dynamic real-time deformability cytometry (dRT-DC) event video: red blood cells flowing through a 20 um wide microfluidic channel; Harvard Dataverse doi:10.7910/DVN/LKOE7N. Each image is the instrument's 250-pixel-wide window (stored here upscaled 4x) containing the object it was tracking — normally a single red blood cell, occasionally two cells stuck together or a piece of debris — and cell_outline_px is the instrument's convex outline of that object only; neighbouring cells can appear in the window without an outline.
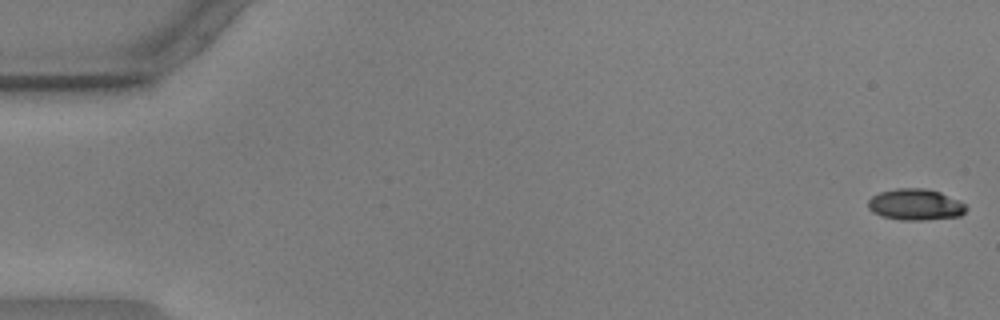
{"species": "common noctule bat (a hibernating species)", "species_latin": "Nyctalus noctula", "temperature_condition": "warm", "stored_images_in_passage": 56, "camera_frame_rate_fps": 3000, "um_per_image_px": 0.085, "animal": {"sex": "male", "body_mass_g": 17.9, "forearm_length_mm": 54.2}, "frame": {"image": 1, "passage_image": 1, "time_ms": 0.0, "image_size_px": [1000, 320], "cell_outline_px": [[968, 208], [960, 216], [924, 220], [900, 220], [880, 216], [872, 212], [868, 208], [868, 200], [872, 196], [880, 192], [896, 188], [924, 188], [940, 192], [960, 200]], "centroid_in_image_um": [77.8, 17.39], "position_along_channel_um": 7.2, "area_um2": 18.03}}
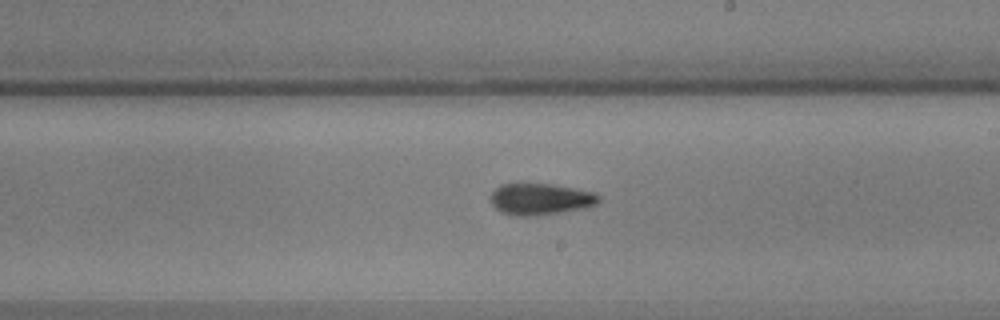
{"frame": {"image": 2, "passage_image": 33, "time_ms": 10.667, "image_size_px": [1000, 320], "cell_outline_px": [[600, 200], [596, 204], [584, 208], [560, 212], [528, 216], [516, 216], [500, 212], [488, 200], [488, 196], [500, 184], [520, 180], [552, 184], [576, 188], [596, 192], [600, 196]], "centroid_in_image_um": [45.87, 16.86], "position_along_channel_um": 243.1, "area_um2": 20.75}}
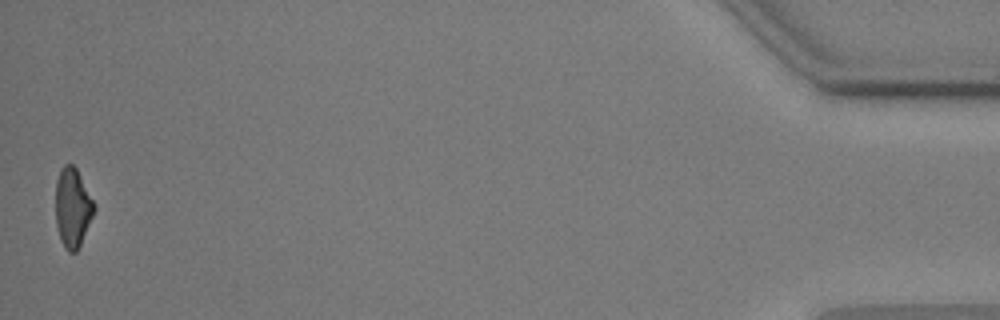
{"frame": {"image": 3, "passage_image": 56, "time_ms": 18.333, "image_size_px": [1000, 320], "cell_outline_px": [[96, 208], [80, 244], [76, 252], [68, 252], [64, 248], [60, 240], [56, 224], [56, 180], [60, 168], [64, 164], [72, 164], [76, 168], [96, 204]], "centroid_in_image_um": [6.17, 17.63], "position_along_channel_um": 429.0, "area_um2": 17.86}, "authors_computed_cell_mechanics": {"area_um2": 18.7561, "velocity_mm_per_s": 3.5993, "shape_relaxation_time_tau1_ms": 4.8395, "shape_relaxation_time_tau2_ms": 2.9063, "deformation_change_tau1": 0.1801, "deformation_change_tau2": 0.1126}}